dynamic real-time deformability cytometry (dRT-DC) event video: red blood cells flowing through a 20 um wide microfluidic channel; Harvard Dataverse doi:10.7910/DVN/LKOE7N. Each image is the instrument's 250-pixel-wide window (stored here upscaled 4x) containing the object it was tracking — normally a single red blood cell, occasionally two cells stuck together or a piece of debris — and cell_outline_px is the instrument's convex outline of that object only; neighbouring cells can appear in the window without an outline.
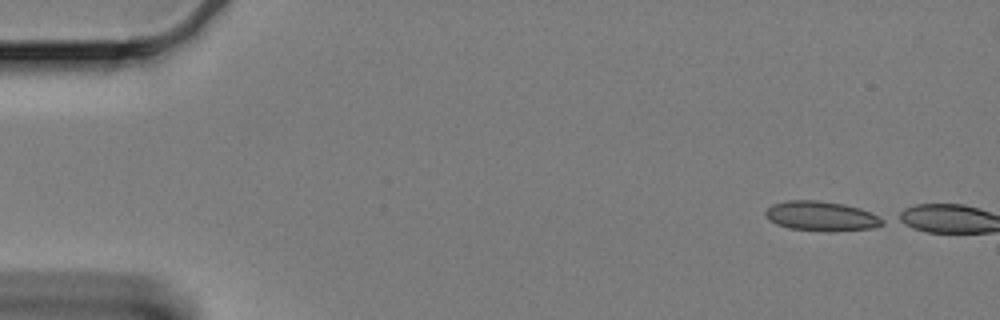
{"species": "Egyptian fruit bat (a non-hibernating species)", "species_latin": "Rousettus aegyptiacus", "temperature_condition": "cold", "stored_images_in_passage": 3, "camera_frame_rate_fps": 3000, "um_per_image_px": 0.085, "animal": {"sex": "female"}, "frame": {"image": 1, "passage_image": 1, "time_ms": 0.0, "image_size_px": [1000, 320], "cell_outline_px": [[884, 224], [872, 228], [788, 228], [776, 224], [768, 220], [764, 216], [764, 212], [772, 204], [784, 200], [820, 200], [844, 204], [860, 208], [884, 220]], "centroid_in_image_um": [69.7, 18.3], "position_along_channel_um": 15.3, "area_um2": 19.19}}